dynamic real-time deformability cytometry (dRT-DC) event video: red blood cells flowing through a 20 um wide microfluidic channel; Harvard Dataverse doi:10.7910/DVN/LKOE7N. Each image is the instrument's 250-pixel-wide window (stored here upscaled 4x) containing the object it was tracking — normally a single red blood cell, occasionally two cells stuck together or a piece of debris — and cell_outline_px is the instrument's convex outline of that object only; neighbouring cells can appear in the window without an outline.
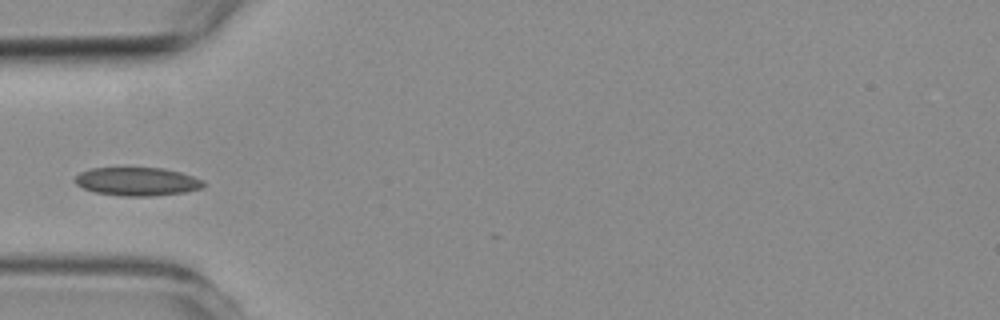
{"species": "common noctule bat (a hibernating species)", "species_latin": "Nyctalus noctula", "temperature_condition": "room temperature", "stored_images_in_passage": 6, "camera_frame_rate_fps": 3000, "um_per_image_px": 0.085, "animal": {"sex": "female", "body_mass_g": 19.3, "forearm_length_mm": 54.1}, "frame": {"image": 1, "passage_image": 5, "time_ms": 4.667, "image_size_px": [1000, 320], "cell_outline_px": [[204, 184], [200, 188], [184, 192], [148, 196], [120, 196], [96, 192], [84, 188], [76, 184], [72, 180], [80, 172], [88, 168], [164, 168], [180, 172], [204, 180]], "centroid_in_image_um": [11.62, 15.42], "position_along_channel_um": 73.4, "area_um2": 21.15}}
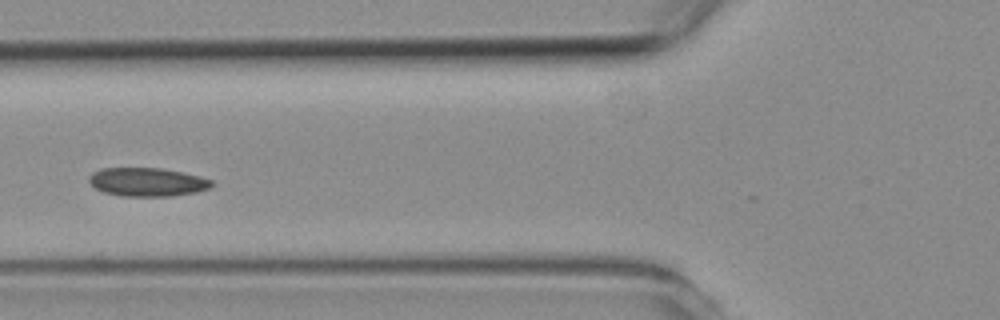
{"frame": {"image": 2, "passage_image": 6, "time_ms": 5.667, "image_size_px": [1000, 320], "cell_outline_px": [[216, 184], [212, 188], [196, 192], [172, 196], [124, 196], [104, 192], [96, 188], [88, 180], [88, 176], [92, 172], [100, 168], [160, 168], [184, 172], [200, 176], [212, 180]], "centroid_in_image_um": [12.56, 15.46], "position_along_channel_um": 113.2, "area_um2": 20.63}}